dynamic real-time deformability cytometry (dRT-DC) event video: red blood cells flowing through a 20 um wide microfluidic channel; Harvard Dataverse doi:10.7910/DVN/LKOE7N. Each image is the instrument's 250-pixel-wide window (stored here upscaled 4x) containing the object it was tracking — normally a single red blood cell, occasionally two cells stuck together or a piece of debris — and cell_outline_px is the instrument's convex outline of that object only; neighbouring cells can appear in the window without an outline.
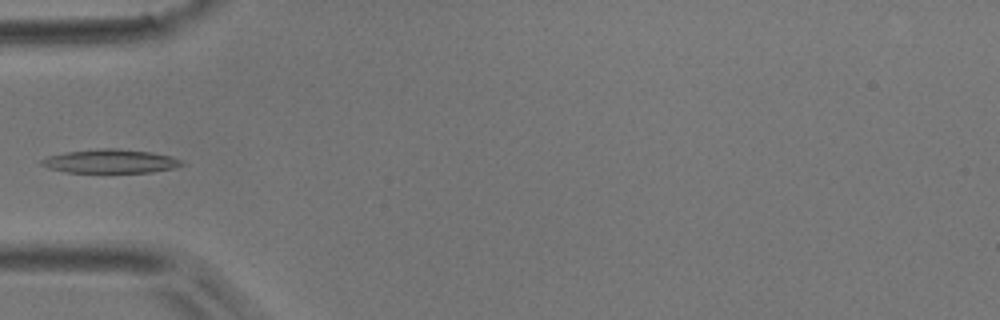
{"species": "common noctule bat (a hibernating species)", "species_latin": "Nyctalus noctula", "temperature_condition": "room temperature", "stored_images_in_passage": 5, "camera_frame_rate_fps": 3000, "um_per_image_px": 0.085, "animal": {"sex": "male", "body_mass_g": 17.9}, "frame": {"image": 1, "passage_image": 5, "time_ms": 4.667, "image_size_px": [1000, 320], "cell_outline_px": [[188, 164], [176, 168], [152, 172], [108, 176], [64, 172], [48, 168], [40, 164], [40, 160], [48, 156], [64, 152], [100, 148], [116, 148], [148, 152], [168, 156], [184, 160]], "centroid_in_image_um": [9.39, 13.77], "position_along_channel_um": 75.6, "area_um2": 20.81}}